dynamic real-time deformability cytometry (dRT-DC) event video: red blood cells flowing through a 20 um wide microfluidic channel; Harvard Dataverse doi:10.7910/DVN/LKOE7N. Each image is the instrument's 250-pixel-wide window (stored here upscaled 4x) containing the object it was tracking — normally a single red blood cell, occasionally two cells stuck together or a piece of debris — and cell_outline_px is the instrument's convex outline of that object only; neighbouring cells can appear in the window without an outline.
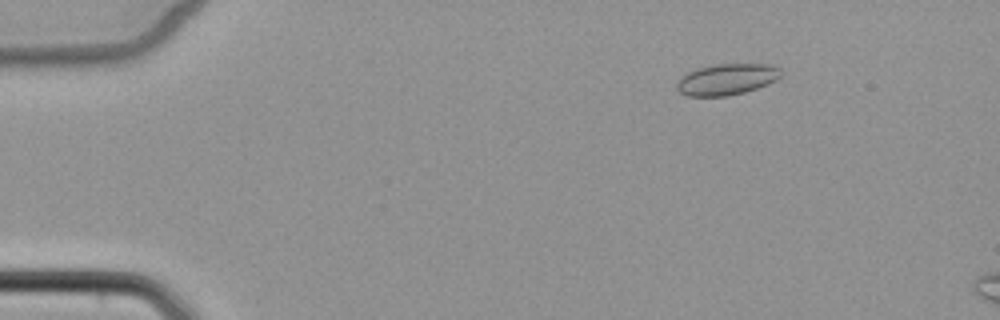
{"species": "common noctule bat (a hibernating species)", "species_latin": "Nyctalus noctula", "temperature_condition": "cold", "stored_images_in_passage": 5, "camera_frame_rate_fps": 3000, "um_per_image_px": 0.085, "animal": {"sex": "female", "body_mass_g": 22.7, "forearm_length_mm": 54.2}, "frame": {"image": 1, "passage_image": 1, "time_ms": 0.0, "image_size_px": [1000, 320], "cell_outline_px": [[784, 72], [776, 80], [768, 84], [744, 92], [728, 96], [688, 96], [680, 92], [676, 88], [676, 84], [688, 72], [696, 68], [716, 64], [776, 64]], "centroid_in_image_um": [61.83, 6.73], "position_along_channel_um": 23.2, "area_um2": 19.02}}
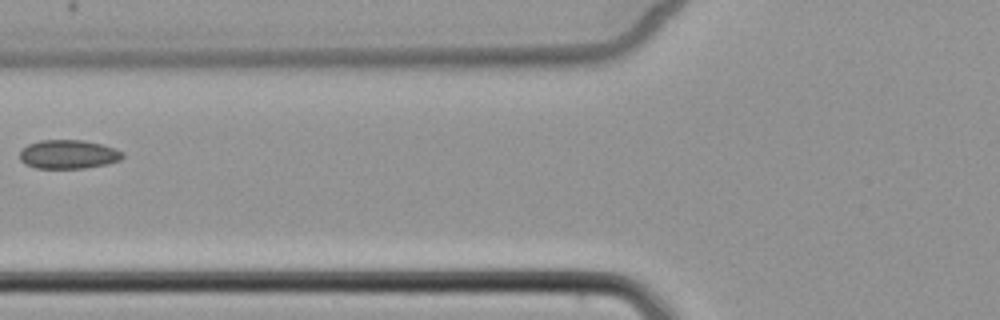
{"frame": {"image": 2, "passage_image": 5, "time_ms": 4.667, "image_size_px": [1000, 320], "cell_outline_px": [[124, 156], [120, 160], [108, 164], [84, 168], [36, 168], [24, 164], [20, 160], [20, 152], [28, 144], [40, 140], [84, 140], [116, 148], [124, 152]], "centroid_in_image_um": [5.83, 13.12], "position_along_channel_um": 120.0, "area_um2": 17.4}}